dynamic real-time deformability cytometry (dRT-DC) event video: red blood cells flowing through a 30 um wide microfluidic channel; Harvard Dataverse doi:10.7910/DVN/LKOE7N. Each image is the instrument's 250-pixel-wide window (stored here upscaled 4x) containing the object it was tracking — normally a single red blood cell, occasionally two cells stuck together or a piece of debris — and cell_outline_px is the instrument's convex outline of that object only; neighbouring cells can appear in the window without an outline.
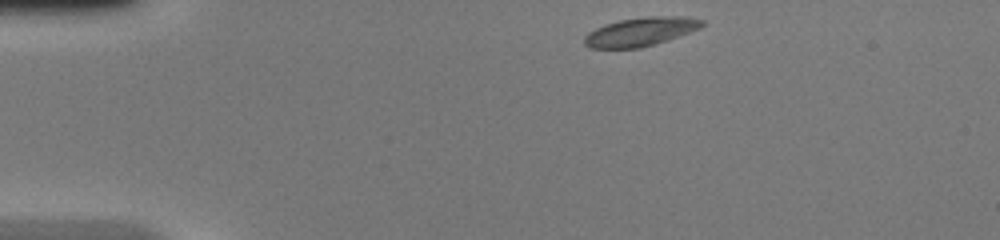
{"species": "common noctule bat (a hibernating species)", "species_latin": "Nyctalus noctula", "temperature_condition": "warm", "stored_images_in_passage": 40, "camera_frame_rate_fps": 3000, "um_per_image_px": 0.085, "animal": {"sex": "female", "body_mass_g": 20.0, "forearm_length_mm": 54.0}, "frame": {"image": 1, "passage_image": 1, "time_ms": 0.0, "image_size_px": [1000, 240], "cell_outline_px": [[704, 24], [700, 28], [640, 48], [588, 48], [584, 44], [584, 36], [588, 32], [604, 24], [620, 20], [648, 16], [684, 16], [704, 20]], "centroid_in_image_um": [54.4, 2.68], "position_along_channel_um": 30.6, "area_um2": 19.42}}
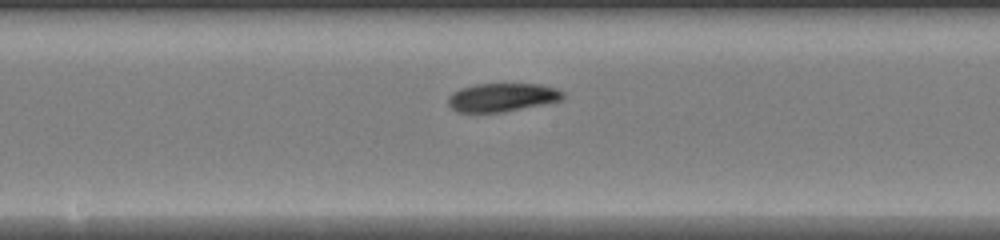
{"frame": {"image": 2, "passage_image": 18, "time_ms": 5.667, "image_size_px": [1000, 240], "cell_outline_px": [[564, 100], [504, 112], [456, 112], [448, 104], [448, 96], [452, 92], [460, 88], [476, 84], [540, 84], [556, 88], [564, 92]], "centroid_in_image_um": [42.69, 8.27], "position_along_channel_um": 205.5, "area_um2": 19.19}}
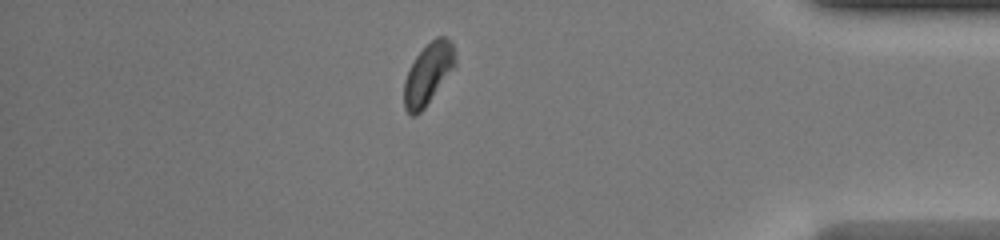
{"frame": {"image": 3, "passage_image": 34, "time_ms": 11.0, "image_size_px": [1000, 240], "cell_outline_px": [[456, 64], [424, 108], [416, 116], [412, 116], [404, 108], [404, 80], [416, 56], [436, 36], [444, 36], [452, 40], [456, 56]], "centroid_in_image_um": [36.4, 6.25], "position_along_channel_um": 398.8, "area_um2": 17.98}, "authors_computed_cell_mechanics": {"area_um2": 19.1896, "velocity_mm_per_s": 4.224, "shape_relaxation_time_tau1_ms": 5.3807, "shape_relaxation_time_tau2_ms": 3.6117, "deformation_change_tau1": 0.1624, "deformation_change_tau2": 0.0736}}